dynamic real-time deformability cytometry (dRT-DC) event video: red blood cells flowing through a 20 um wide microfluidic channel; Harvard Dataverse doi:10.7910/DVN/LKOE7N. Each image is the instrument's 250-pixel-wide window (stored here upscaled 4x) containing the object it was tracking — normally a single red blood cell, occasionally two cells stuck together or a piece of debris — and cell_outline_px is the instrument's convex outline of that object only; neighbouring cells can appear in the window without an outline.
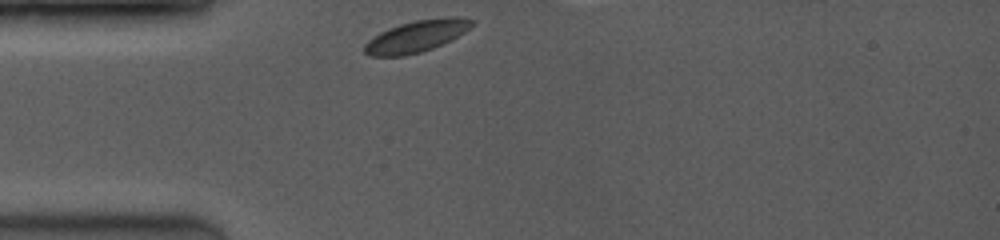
{"species": "common noctule bat (a hibernating species)", "species_latin": "Nyctalus noctula", "temperature_condition": "room temperature", "stored_images_in_passage": 15, "camera_frame_rate_fps": 3500, "um_per_image_px": 0.085, "animal": {"sex": "female", "body_mass_g": 19.0, "forearm_length_mm": 53.3}, "frame": {"image": 1, "passage_image": 1, "time_ms": 0.0, "image_size_px": [1000, 240], "cell_outline_px": [[476, 24], [464, 32], [432, 48], [420, 52], [404, 56], [368, 56], [364, 52], [364, 44], [368, 40], [380, 32], [388, 28], [400, 24], [416, 20], [448, 16], [456, 16], [476, 20]], "centroid_in_image_um": [35.4, 3.06], "position_along_channel_um": 49.6, "area_um2": 19.83}}
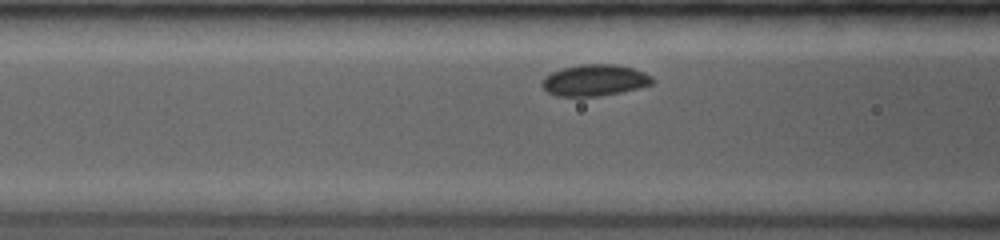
{"frame": {"image": 2, "passage_image": 10, "time_ms": 2.0, "image_size_px": [1000, 240], "cell_outline_px": [[656, 80], [652, 84], [620, 92], [596, 96], [556, 96], [548, 92], [540, 84], [544, 76], [560, 68], [580, 64], [616, 64], [632, 68], [644, 72], [652, 76]], "centroid_in_image_um": [50.52, 6.81], "position_along_channel_um": 116.1, "area_um2": 20.23}}